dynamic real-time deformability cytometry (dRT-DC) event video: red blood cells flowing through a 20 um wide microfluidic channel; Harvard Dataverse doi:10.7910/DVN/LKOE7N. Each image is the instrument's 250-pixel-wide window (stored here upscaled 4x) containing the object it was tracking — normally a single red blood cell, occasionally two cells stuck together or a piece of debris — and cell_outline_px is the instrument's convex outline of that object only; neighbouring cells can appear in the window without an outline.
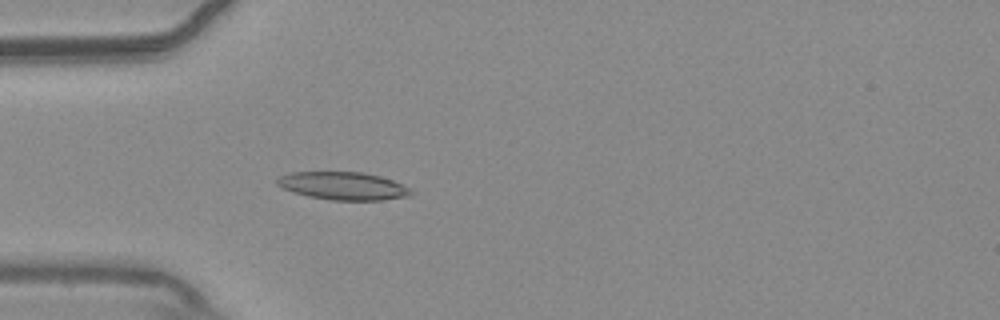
{"species": "common noctule bat (a hibernating species)", "species_latin": "Nyctalus noctula", "temperature_condition": "warm", "stored_images_in_passage": 55, "camera_frame_rate_fps": 3000, "um_per_image_px": 0.085, "animal": {"sex": "male", "body_mass_g": 20.4}, "frame": {"image": 1, "passage_image": 17, "time_ms": 5.333, "image_size_px": [1000, 320], "cell_outline_px": [[416, 192], [408, 196], [384, 200], [332, 200], [308, 196], [292, 192], [276, 184], [276, 180], [280, 176], [288, 172], [364, 172], [380, 176], [392, 180]], "centroid_in_image_um": [29.16, 15.8], "position_along_channel_um": 55.8, "area_um2": 21.73}}
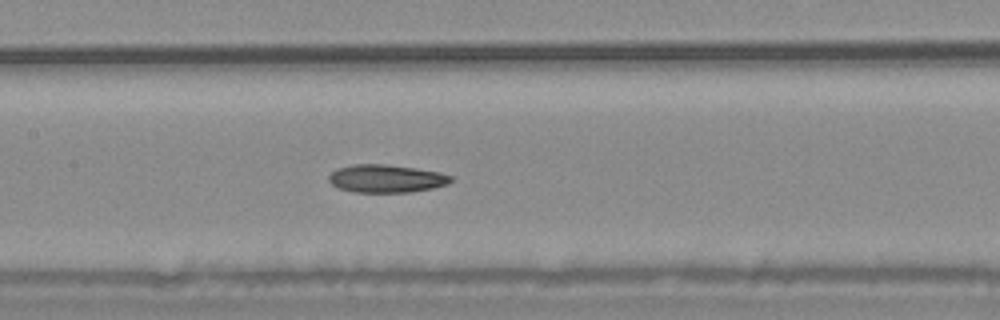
{"frame": {"image": 2, "passage_image": 27, "time_ms": 8.667, "image_size_px": [1000, 320], "cell_outline_px": [[452, 180], [448, 184], [432, 188], [412, 192], [352, 192], [340, 188], [332, 184], [328, 180], [328, 176], [336, 168], [352, 164], [388, 164], [440, 172], [452, 176]], "centroid_in_image_um": [32.82, 15.17], "position_along_channel_um": 174.6, "area_um2": 19.94}}
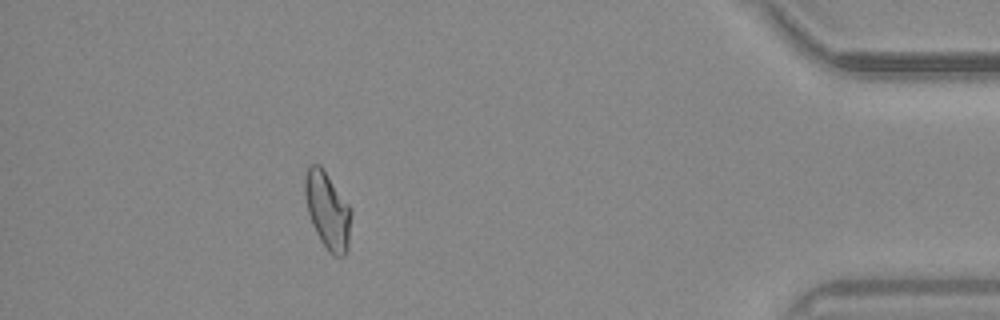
{"frame": {"image": 3, "passage_image": 50, "time_ms": 16.333, "image_size_px": [1000, 320], "cell_outline_px": [[352, 212], [348, 248], [344, 256], [332, 256], [328, 252], [320, 240], [312, 224], [308, 212], [304, 192], [304, 180], [308, 168], [312, 164], [320, 164], [352, 208]], "centroid_in_image_um": [27.86, 17.91], "position_along_channel_um": 407.3, "area_um2": 20.92}, "authors_computed_cell_mechanics": {"area_um2": 20.6924, "velocity_mm_per_s": 3.706, "shape_relaxation_time_tau1_ms": null, "shape_relaxation_time_tau2_ms": 10.2484, "deformation_change_tau1": null, "deformation_change_tau2": 0.1998}}